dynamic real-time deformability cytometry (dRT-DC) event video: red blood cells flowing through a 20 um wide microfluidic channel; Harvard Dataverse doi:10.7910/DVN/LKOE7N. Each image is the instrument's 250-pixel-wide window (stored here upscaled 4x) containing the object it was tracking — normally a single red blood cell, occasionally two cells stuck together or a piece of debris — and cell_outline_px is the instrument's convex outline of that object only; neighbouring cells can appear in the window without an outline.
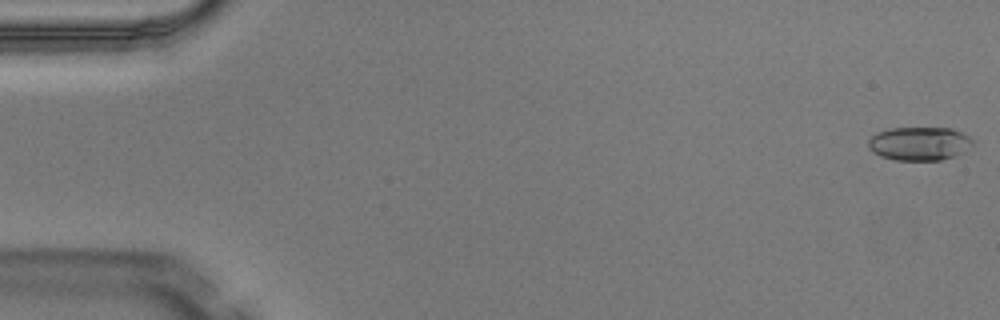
{"species": "Egyptian fruit bat (a non-hibernating species)", "species_latin": "Rousettus aegyptiacus", "temperature_condition": "warm", "stored_images_in_passage": 6, "camera_frame_rate_fps": 3000, "um_per_image_px": 0.085, "animal": {"sex": "male"}, "frame": {"image": 1, "passage_image": 1, "time_ms": 0.0, "image_size_px": [1000, 320], "cell_outline_px": [[972, 144], [964, 152], [940, 160], [896, 160], [880, 156], [872, 152], [868, 148], [868, 140], [872, 136], [888, 128], [952, 128], [964, 132], [972, 140]], "centroid_in_image_um": [78.13, 12.2], "position_along_channel_um": 6.9, "area_um2": 20.4}}
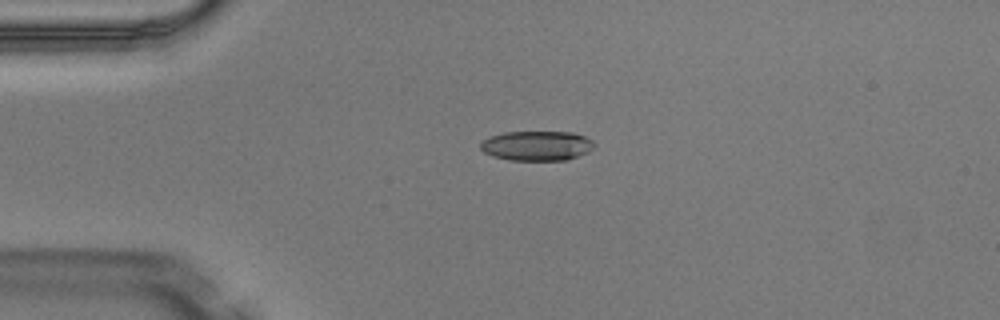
{"frame": {"image": 2, "passage_image": 4, "time_ms": 1.0, "image_size_px": [1000, 320], "cell_outline_px": [[596, 144], [588, 152], [568, 160], [508, 160], [492, 156], [484, 152], [480, 148], [480, 144], [488, 136], [504, 132], [576, 132], [592, 140]], "centroid_in_image_um": [45.63, 12.38], "position_along_channel_um": 39.4, "area_um2": 19.88}}